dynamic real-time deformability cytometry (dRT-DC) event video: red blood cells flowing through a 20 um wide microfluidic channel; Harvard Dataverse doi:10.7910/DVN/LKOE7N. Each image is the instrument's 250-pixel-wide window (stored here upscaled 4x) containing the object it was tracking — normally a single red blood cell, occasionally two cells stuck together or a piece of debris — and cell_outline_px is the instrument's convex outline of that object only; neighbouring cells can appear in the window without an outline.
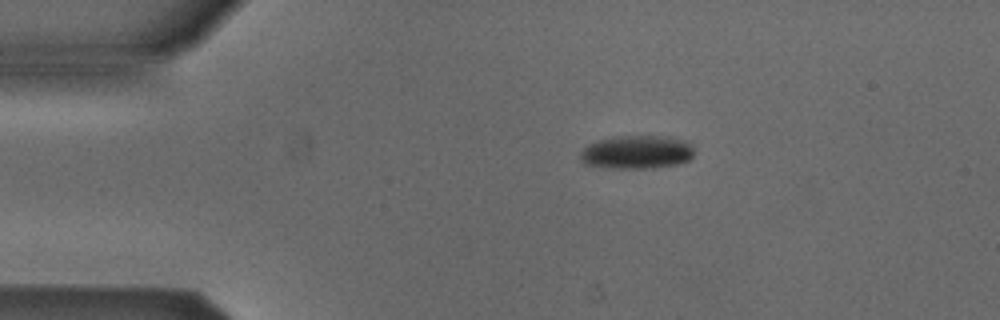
{"species": "Egyptian fruit bat (a non-hibernating species)", "species_latin": "Rousettus aegyptiacus", "temperature_condition": "cold", "stored_images_in_passage": 49, "camera_frame_rate_fps": 3000, "um_per_image_px": 0.085, "animal": {"sex": "male"}, "frame": {"image": 1, "passage_image": 6, "time_ms": 1.667, "image_size_px": [1000, 320], "cell_outline_px": [[692, 156], [688, 160], [680, 164], [652, 168], [604, 168], [584, 164], [580, 160], [580, 152], [588, 144], [600, 140], [620, 136], [672, 136], [688, 140], [692, 144]], "centroid_in_image_um": [54.15, 12.93], "position_along_channel_um": 30.9, "area_um2": 22.48}}
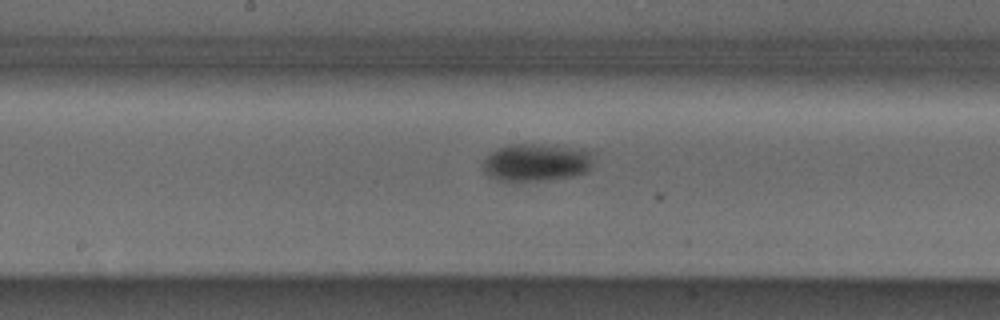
{"frame": {"image": 2, "passage_image": 23, "time_ms": 7.333, "image_size_px": [1000, 320], "cell_outline_px": [[592, 168], [588, 172], [572, 176], [548, 180], [520, 184], [496, 180], [488, 176], [484, 172], [484, 160], [492, 152], [500, 148], [512, 144], [532, 144], [584, 148], [592, 152]], "centroid_in_image_um": [45.61, 13.85], "position_along_channel_um": 202.6, "area_um2": 24.91}}
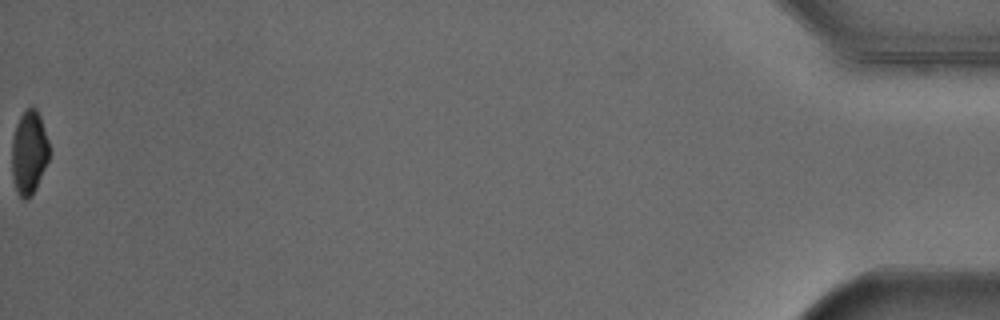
{"frame": {"image": 3, "passage_image": 49, "time_ms": 16.0, "image_size_px": [1000, 320], "cell_outline_px": [[48, 160], [36, 188], [28, 200], [24, 200], [20, 196], [16, 188], [12, 176], [12, 140], [16, 124], [24, 108], [36, 108], [40, 116], [48, 140]], "centroid_in_image_um": [2.45, 12.95], "position_along_channel_um": 432.7, "area_um2": 18.09}, "authors_computed_cell_mechanics": {"area_um2": 22.4842, "velocity_mm_per_s": 3.8951, "shape_relaxation_time_tau1_ms": 2.558, "shape_relaxation_time_tau2_ms": null, "deformation_change_tau1": 0.0887, "deformation_change_tau2": null}}